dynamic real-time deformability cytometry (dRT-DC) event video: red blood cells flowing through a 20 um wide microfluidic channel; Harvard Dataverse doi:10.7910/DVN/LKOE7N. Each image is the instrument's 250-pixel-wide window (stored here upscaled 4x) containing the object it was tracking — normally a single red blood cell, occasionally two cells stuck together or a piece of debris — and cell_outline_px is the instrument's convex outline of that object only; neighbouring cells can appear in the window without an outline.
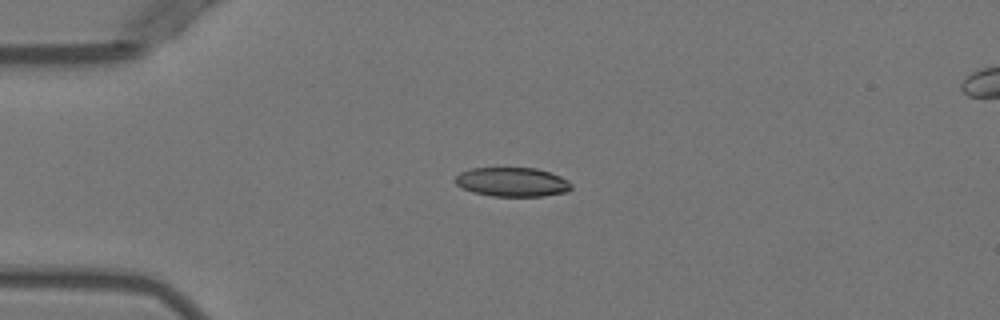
{"species": "Egyptian fruit bat (a non-hibernating species)", "species_latin": "Rousettus aegyptiacus", "temperature_condition": "warm", "stored_images_in_passage": 5, "camera_frame_rate_fps": 3000, "um_per_image_px": 0.085, "animal": {"sex": "female"}, "frame": {"image": 1, "passage_image": 2, "time_ms": 1.0, "image_size_px": [1000, 320], "cell_outline_px": [[572, 188], [568, 192], [544, 196], [492, 196], [472, 192], [456, 184], [452, 180], [460, 172], [472, 168], [536, 168], [560, 176], [568, 180], [572, 184]], "centroid_in_image_um": [43.54, 15.47], "position_along_channel_um": 41.5, "area_um2": 19.83}}
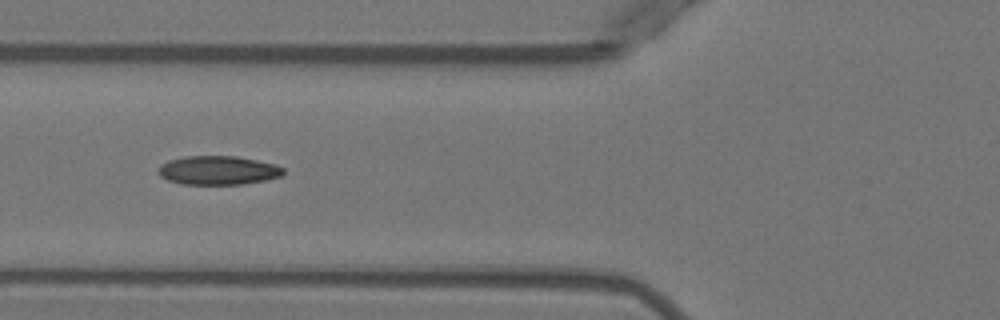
{"frame": {"image": 2, "passage_image": 4, "time_ms": 3.333, "image_size_px": [1000, 320], "cell_outline_px": [[284, 172], [280, 176], [264, 180], [240, 184], [180, 184], [168, 180], [160, 176], [160, 164], [168, 160], [184, 156], [236, 156], [276, 164], [284, 168]], "centroid_in_image_um": [18.53, 14.47], "position_along_channel_um": 107.3, "area_um2": 20.92}}
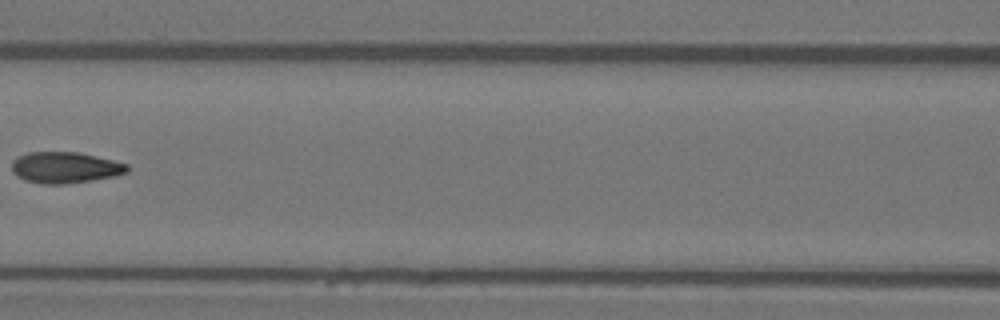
{"frame": {"image": 3, "passage_image": 5, "time_ms": 4.667, "image_size_px": [1000, 320], "cell_outline_px": [[128, 172], [116, 176], [92, 180], [64, 184], [40, 184], [24, 180], [16, 176], [12, 172], [12, 160], [16, 156], [28, 152], [80, 152], [128, 164]], "centroid_in_image_um": [5.5, 14.24], "position_along_channel_um": 161.1, "area_um2": 21.21}}